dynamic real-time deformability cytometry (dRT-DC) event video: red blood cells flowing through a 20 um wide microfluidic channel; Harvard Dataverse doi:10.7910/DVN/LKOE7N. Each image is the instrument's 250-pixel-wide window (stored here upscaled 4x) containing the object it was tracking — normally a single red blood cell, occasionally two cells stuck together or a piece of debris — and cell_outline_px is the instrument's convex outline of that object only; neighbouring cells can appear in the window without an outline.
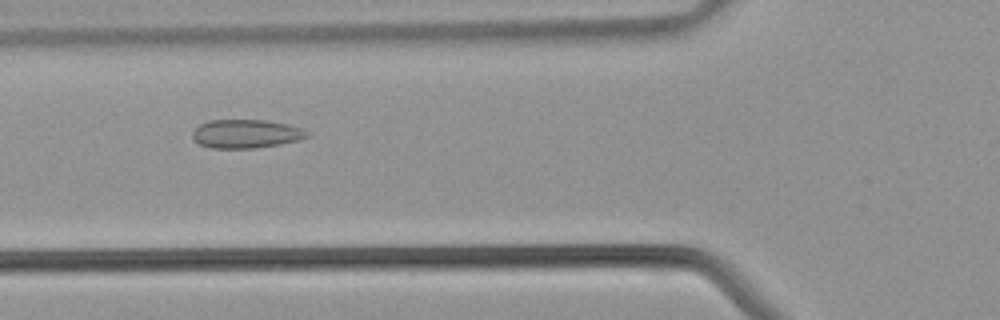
{"species": "common noctule bat (a hibernating species)", "species_latin": "Nyctalus noctula", "temperature_condition": "warm", "stored_images_in_passage": 33, "camera_frame_rate_fps": 3000, "um_per_image_px": 0.085, "animal": {"sex": "male", "body_mass_g": 21.5, "forearm_length_mm": 52.0}, "frame": {"image": 1, "passage_image": 7, "time_ms": 2.0, "image_size_px": [1000, 320], "cell_outline_px": [[308, 136], [296, 140], [280, 144], [256, 148], [212, 148], [200, 144], [192, 136], [192, 132], [200, 124], [208, 120], [264, 120], [288, 124], [300, 128], [308, 132]], "centroid_in_image_um": [20.89, 11.37], "position_along_channel_um": 104.9, "area_um2": 18.9}}
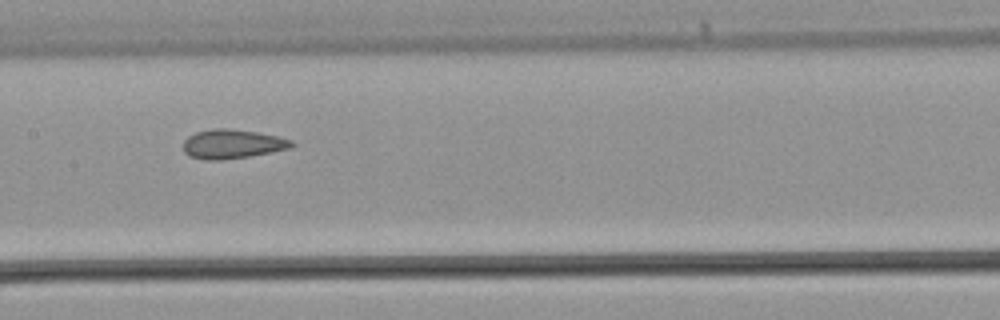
{"frame": {"image": 2, "passage_image": 12, "time_ms": 3.667, "image_size_px": [1000, 320], "cell_outline_px": [[296, 144], [288, 148], [248, 156], [220, 160], [208, 160], [188, 156], [184, 152], [184, 140], [188, 136], [196, 132], [212, 128], [228, 128], [256, 132], [276, 136], [292, 140]], "centroid_in_image_um": [19.7, 12.23], "position_along_channel_um": 187.7, "area_um2": 18.21}}
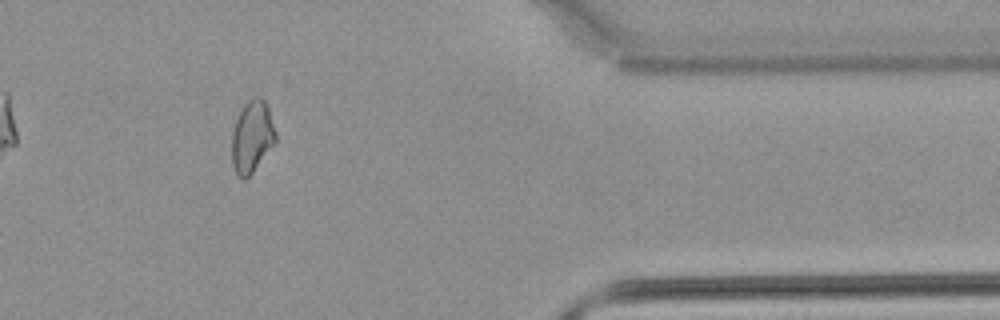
{"frame": {"image": 3, "passage_image": 26, "time_ms": 8.333, "image_size_px": [1000, 320], "cell_outline_px": [[276, 144], [252, 172], [244, 180], [236, 176], [232, 164], [232, 132], [236, 120], [244, 104], [248, 100], [256, 96], [260, 96], [268, 104], [276, 132]], "centroid_in_image_um": [21.44, 11.62], "position_along_channel_um": 390.0, "area_um2": 18.67}}